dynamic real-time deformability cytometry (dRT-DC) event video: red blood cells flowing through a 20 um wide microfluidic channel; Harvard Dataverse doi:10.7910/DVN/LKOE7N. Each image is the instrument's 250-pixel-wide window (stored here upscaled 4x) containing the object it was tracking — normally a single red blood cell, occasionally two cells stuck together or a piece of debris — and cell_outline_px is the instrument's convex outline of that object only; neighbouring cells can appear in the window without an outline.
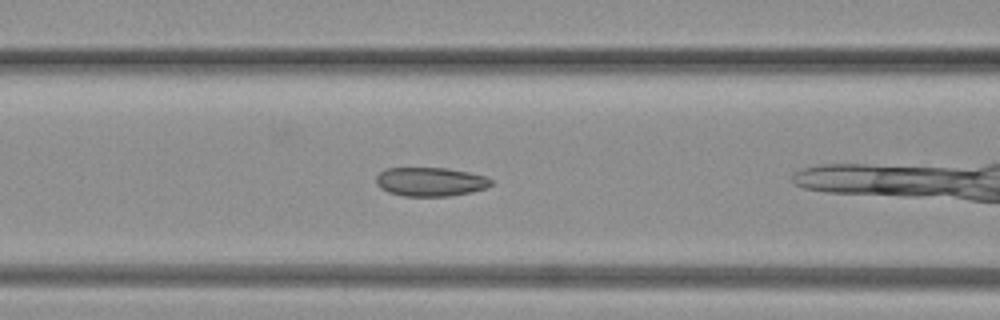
{"species": "common noctule bat (a hibernating species)", "species_latin": "Nyctalus noctula", "temperature_condition": "warm", "stored_images_in_passage": 41, "camera_frame_rate_fps": 3000, "um_per_image_px": 0.085, "animal": {"sex": "female", "body_mass_g": 19.3, "forearm_length_mm": 54.1}, "frame": {"image": 1, "passage_image": 10, "time_ms": 3.0, "image_size_px": [1000, 320], "cell_outline_px": [[492, 184], [484, 188], [472, 192], [448, 196], [404, 196], [388, 192], [380, 188], [376, 184], [376, 176], [380, 172], [388, 168], [444, 168], [468, 172], [484, 176], [492, 180]], "centroid_in_image_um": [36.55, 15.45], "position_along_channel_um": 130.0, "area_um2": 19.25}}
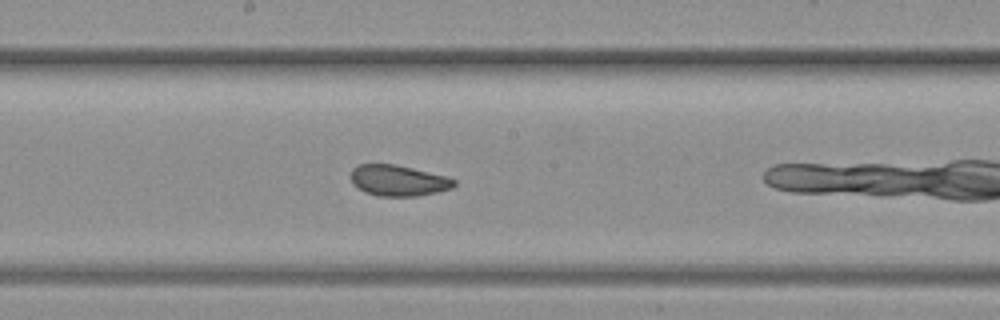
{"frame": {"image": 2, "passage_image": 20, "time_ms": 6.333, "image_size_px": [1000, 320], "cell_outline_px": [[456, 184], [452, 188], [436, 192], [416, 196], [380, 196], [364, 192], [352, 184], [352, 168], [360, 164], [392, 164], [412, 168], [448, 176], [456, 180]], "centroid_in_image_um": [33.87, 15.34], "position_along_channel_um": 214.3, "area_um2": 18.55}}
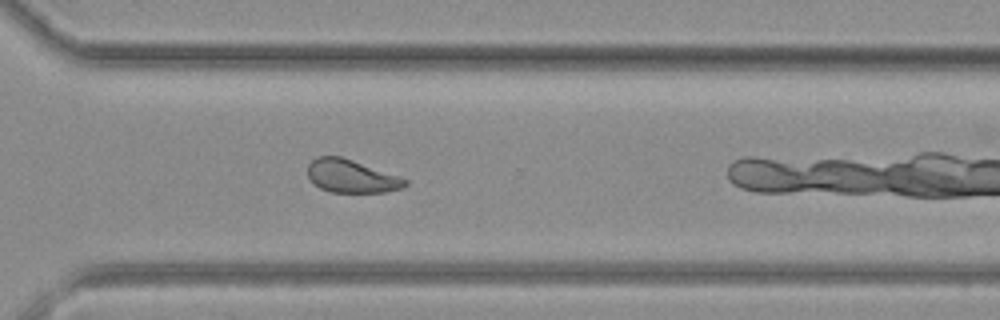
{"frame": {"image": 3, "passage_image": 35, "time_ms": 11.333, "image_size_px": [1000, 320], "cell_outline_px": [[408, 184], [404, 188], [384, 192], [332, 192], [320, 188], [312, 184], [308, 176], [308, 164], [316, 156], [340, 156], [400, 176], [408, 180]], "centroid_in_image_um": [29.86, 14.98], "position_along_channel_um": 340.7, "area_um2": 18.84}}